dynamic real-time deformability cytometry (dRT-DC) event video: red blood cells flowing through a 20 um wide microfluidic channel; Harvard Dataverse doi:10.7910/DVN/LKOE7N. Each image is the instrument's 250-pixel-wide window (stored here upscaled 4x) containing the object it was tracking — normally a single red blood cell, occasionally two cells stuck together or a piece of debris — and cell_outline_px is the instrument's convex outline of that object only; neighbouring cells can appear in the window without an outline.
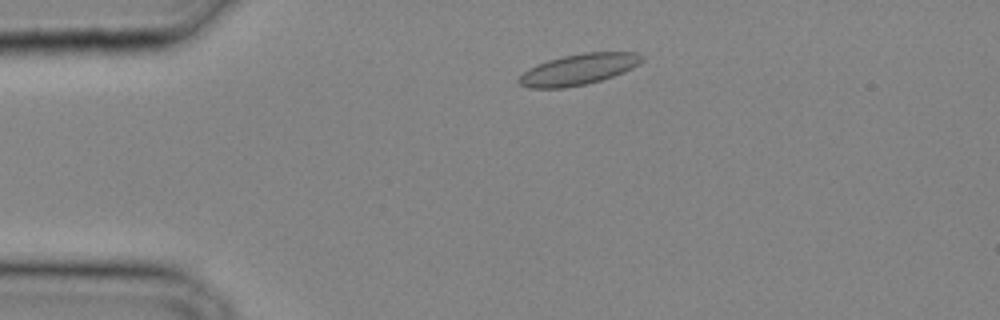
{"species": "common noctule bat (a hibernating species)", "species_latin": "Nyctalus noctula", "temperature_condition": "cold", "stored_images_in_passage": 26, "camera_frame_rate_fps": 3000, "um_per_image_px": 0.085, "animal": {"sex": "male", "body_mass_g": 20.4}, "frame": {"image": 1, "passage_image": 4, "time_ms": 1.0, "image_size_px": [1000, 320], "cell_outline_px": [[644, 60], [640, 64], [624, 72], [600, 80], [584, 84], [564, 88], [528, 88], [520, 84], [516, 80], [528, 68], [536, 64], [548, 60], [564, 56], [584, 52], [636, 52], [644, 56]], "centroid_in_image_um": [49.18, 5.89], "position_along_channel_um": 35.8, "area_um2": 22.2}}
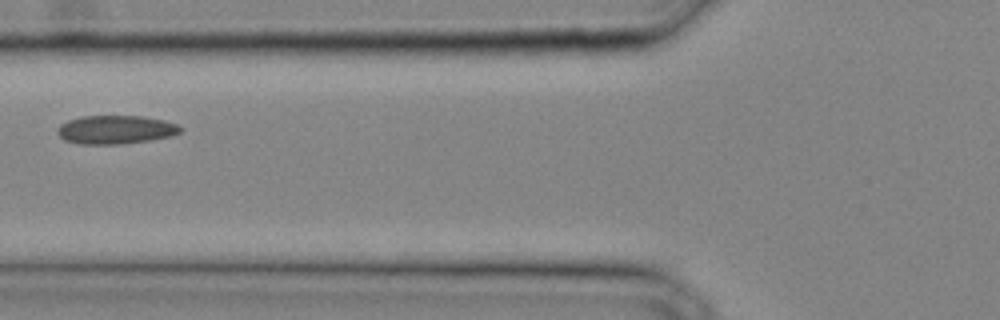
{"frame": {"image": 2, "passage_image": 10, "time_ms": 3.0, "image_size_px": [1000, 320], "cell_outline_px": [[184, 128], [180, 132], [172, 136], [152, 140], [124, 144], [80, 144], [64, 140], [56, 132], [56, 128], [60, 124], [68, 120], [80, 116], [144, 116], [164, 120], [176, 124]], "centroid_in_image_um": [9.83, 11.02], "position_along_channel_um": 116.0, "area_um2": 20.75}}
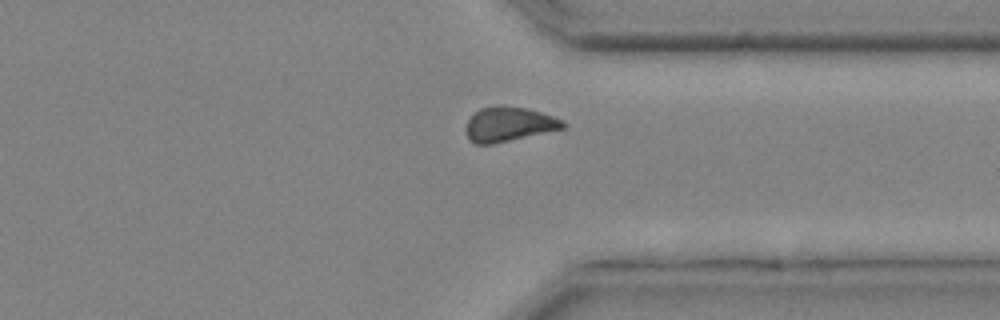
{"frame": {"image": 3, "passage_image": 23, "time_ms": 7.333, "image_size_px": [1000, 320], "cell_outline_px": [[564, 128], [492, 144], [472, 144], [468, 140], [468, 120], [480, 108], [500, 104], [504, 104], [528, 108], [564, 120]], "centroid_in_image_um": [43.25, 10.54], "position_along_channel_um": 368.2, "area_um2": 19.42}}